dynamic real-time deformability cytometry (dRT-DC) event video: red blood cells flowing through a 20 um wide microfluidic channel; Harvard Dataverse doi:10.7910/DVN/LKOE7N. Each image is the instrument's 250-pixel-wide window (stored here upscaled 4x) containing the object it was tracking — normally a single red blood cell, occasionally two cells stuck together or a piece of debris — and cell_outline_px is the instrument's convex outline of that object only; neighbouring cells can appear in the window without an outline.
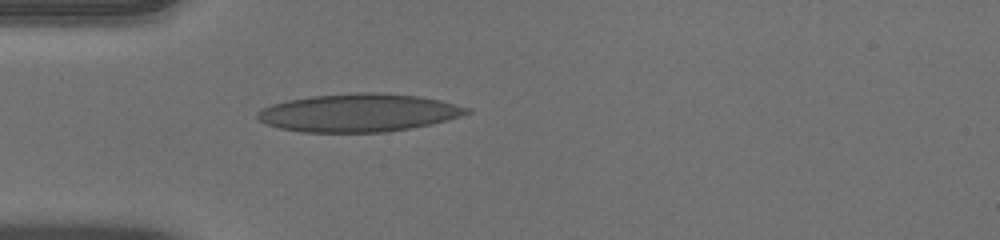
{"species": "human", "species_latin": "Homo sapiens", "temperature_condition": "warm", "stored_images_in_passage": 37, "camera_frame_rate_fps": 3000, "um_per_image_px": 0.085, "donor": {"sex": "male"}, "frame": {"image": 1, "passage_image": 1, "time_ms": 0.0, "image_size_px": [1000, 240], "cell_outline_px": [[472, 112], [448, 120], [432, 124], [412, 128], [388, 132], [304, 132], [280, 128], [256, 120], [256, 112], [272, 104], [288, 100], [312, 96], [356, 92], [376, 92], [420, 96], [440, 100], [468, 108]], "centroid_in_image_um": [30.49, 9.58], "position_along_channel_um": 54.5, "area_um2": 46.41}}
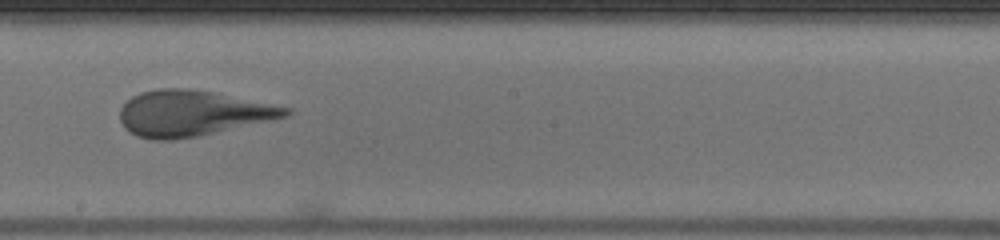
{"frame": {"image": 2, "passage_image": 15, "time_ms": 4.667, "image_size_px": [1000, 240], "cell_outline_px": [[292, 112], [288, 116], [196, 136], [168, 140], [152, 140], [136, 136], [124, 128], [120, 120], [120, 108], [132, 96], [140, 92], [160, 88], [188, 88], [212, 92], [292, 108]], "centroid_in_image_um": [16.29, 9.62], "position_along_channel_um": 231.9, "area_um2": 43.64}}
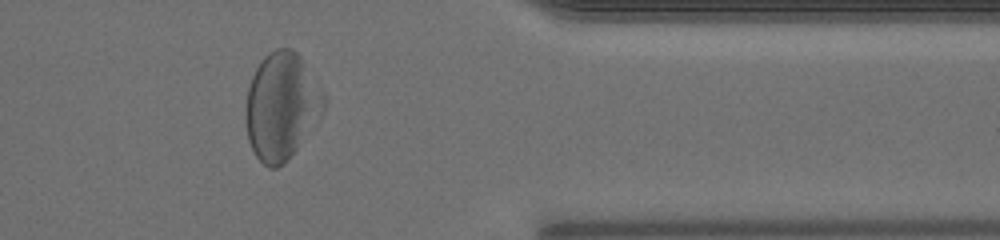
{"frame": {"image": 3, "passage_image": 28, "time_ms": 9.0, "image_size_px": [1000, 240], "cell_outline_px": [[328, 104], [288, 160], [284, 164], [276, 168], [268, 168], [256, 156], [248, 140], [244, 116], [248, 88], [252, 76], [256, 68], [264, 56], [268, 52], [276, 48], [292, 48], [300, 56], [328, 100]], "centroid_in_image_um": [23.91, 9.02], "position_along_channel_um": 387.5, "area_um2": 48.67}, "authors_computed_cell_mechanics": {"area_um2": 44.8528, "velocity_mm_per_s": 3.9518, "shape_relaxation_time_tau1_ms": 7.5201, "shape_relaxation_time_tau2_ms": 0.8978, "deformation_change_tau1": 0.2536, "deformation_change_tau2": 0.0955}}